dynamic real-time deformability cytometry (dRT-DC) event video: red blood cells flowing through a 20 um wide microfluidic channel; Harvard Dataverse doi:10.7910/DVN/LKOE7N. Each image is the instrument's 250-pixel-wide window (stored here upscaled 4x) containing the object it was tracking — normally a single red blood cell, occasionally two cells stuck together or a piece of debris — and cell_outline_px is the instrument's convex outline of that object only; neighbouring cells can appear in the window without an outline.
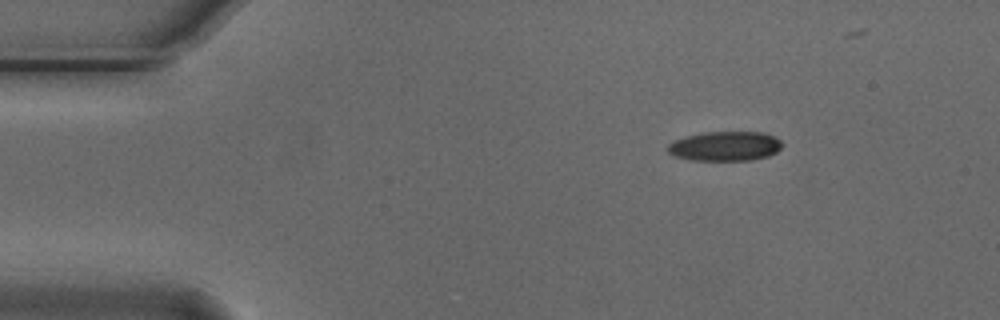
{"species": "Egyptian fruit bat (a non-hibernating species)", "species_latin": "Rousettus aegyptiacus", "temperature_condition": "cold", "stored_images_in_passage": 42, "segment_of_instrument_passage": [1, 3], "camera_frame_rate_fps": 3000, "um_per_image_px": 0.085, "animal": {"sex": "male"}, "frame": {"image": 1, "passage_image": 1, "time_ms": 0.0, "image_size_px": [1000, 320], "cell_outline_px": [[784, 144], [776, 152], [768, 156], [752, 160], [692, 160], [676, 156], [668, 152], [664, 148], [668, 144], [684, 136], [700, 132], [764, 132], [780, 140]], "centroid_in_image_um": [61.61, 12.41], "position_along_channel_um": 23.4, "area_um2": 19.83}}
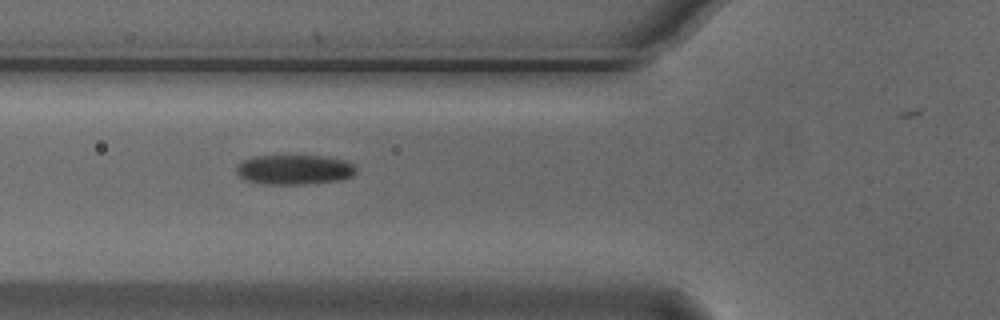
{"frame": {"image": 2, "passage_image": 13, "time_ms": 4.0, "image_size_px": [1000, 320], "cell_outline_px": [[356, 172], [352, 176], [340, 180], [304, 184], [264, 184], [244, 180], [236, 172], [236, 164], [252, 156], [324, 156], [348, 160], [356, 168]], "centroid_in_image_um": [25.01, 14.41], "position_along_channel_um": 100.8, "area_um2": 20.92}}
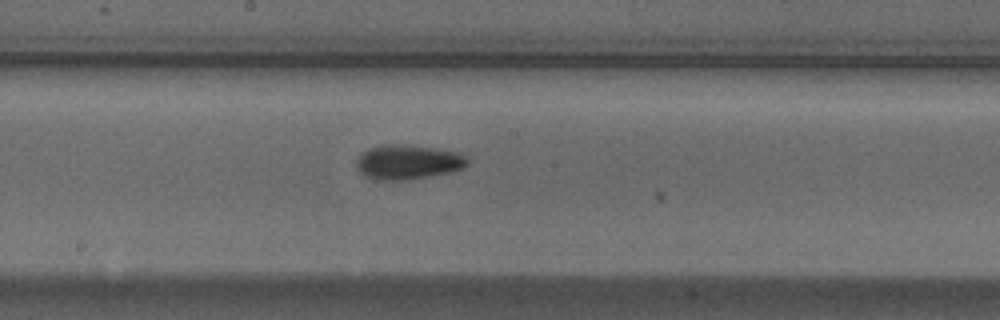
{"frame": {"image": 3, "passage_image": 22, "time_ms": 7.0, "image_size_px": [1000, 320], "cell_outline_px": [[468, 164], [464, 168], [452, 172], [408, 180], [376, 180], [364, 176], [356, 168], [356, 160], [360, 152], [368, 148], [384, 144], [404, 144], [436, 148], [460, 152], [468, 160]], "centroid_in_image_um": [34.65, 13.77], "position_along_channel_um": 213.5, "area_um2": 22.83}}